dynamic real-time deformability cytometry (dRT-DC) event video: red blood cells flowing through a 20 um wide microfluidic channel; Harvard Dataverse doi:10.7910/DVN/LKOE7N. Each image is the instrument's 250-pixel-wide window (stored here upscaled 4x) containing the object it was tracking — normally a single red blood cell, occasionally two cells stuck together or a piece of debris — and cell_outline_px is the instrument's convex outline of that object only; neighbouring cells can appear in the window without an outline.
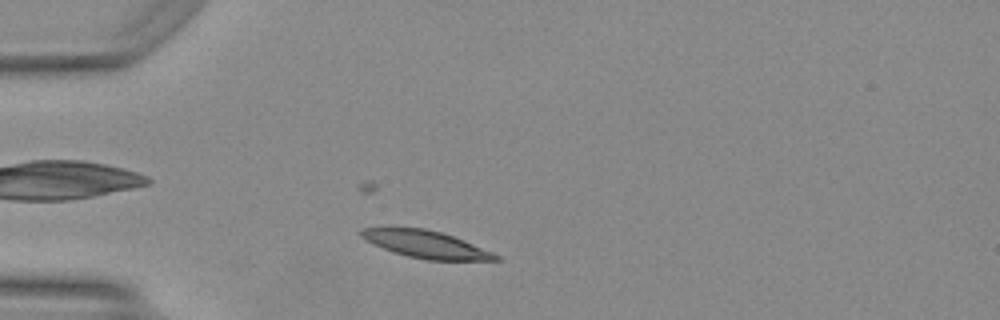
{"species": "Egyptian fruit bat (a non-hibernating species)", "species_latin": "Rousettus aegyptiacus", "temperature_condition": "warm", "stored_images_in_passage": 44, "camera_frame_rate_fps": 3000, "um_per_image_px": 0.085, "animal": {"sex": "female"}, "frame": {"image": 1, "passage_image": 8, "time_ms": 2.333, "image_size_px": [1000, 320], "cell_outline_px": [[500, 260], [428, 260], [408, 256], [384, 248], [360, 236], [360, 232], [364, 228], [424, 228], [440, 232], [464, 240], [492, 252], [500, 256]], "centroid_in_image_um": [36.26, 20.77], "position_along_channel_um": 48.7, "area_um2": 20.75}}
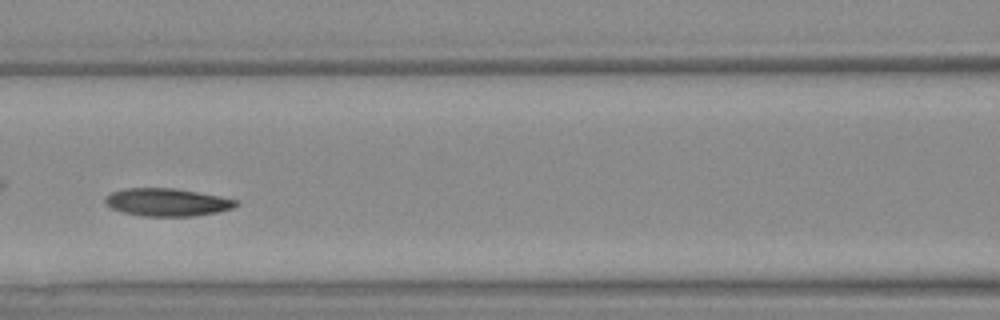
{"frame": {"image": 2, "passage_image": 17, "time_ms": 5.333, "image_size_px": [1000, 320], "cell_outline_px": [[240, 204], [232, 208], [220, 212], [192, 216], [140, 216], [124, 212], [112, 208], [104, 204], [104, 196], [112, 192], [124, 188], [176, 188], [220, 196], [240, 200]], "centroid_in_image_um": [14.22, 17.18], "position_along_channel_um": 152.4, "area_um2": 21.44}}
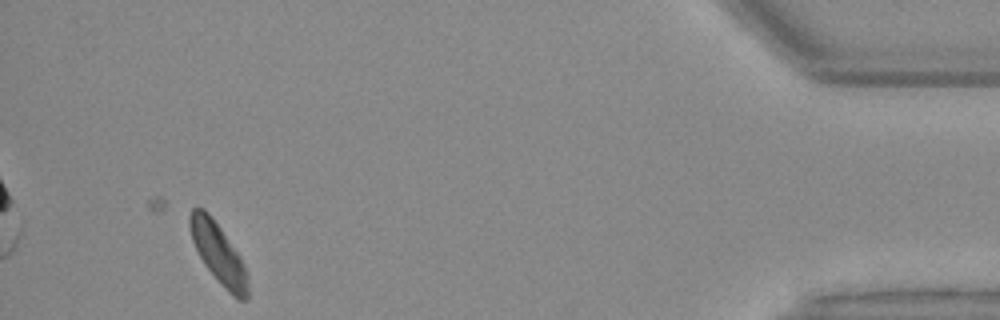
{"frame": {"image": 3, "passage_image": 41, "time_ms": 13.333, "image_size_px": [1000, 320], "cell_outline_px": [[248, 300], [240, 300], [204, 264], [192, 240], [188, 224], [188, 220], [192, 208], [204, 208], [208, 212], [220, 228], [240, 256], [248, 272]], "centroid_in_image_um": [18.56, 21.48], "position_along_channel_um": 416.6, "area_um2": 19.65}, "authors_computed_cell_mechanics": {"area_um2": 21.0103, "velocity_mm_per_s": 4.1169, "shape_relaxation_time_tau1_ms": 2.8034, "shape_relaxation_time_tau2_ms": 2.3287, "deformation_change_tau1": 0.1303, "deformation_change_tau2": 0.0825}}